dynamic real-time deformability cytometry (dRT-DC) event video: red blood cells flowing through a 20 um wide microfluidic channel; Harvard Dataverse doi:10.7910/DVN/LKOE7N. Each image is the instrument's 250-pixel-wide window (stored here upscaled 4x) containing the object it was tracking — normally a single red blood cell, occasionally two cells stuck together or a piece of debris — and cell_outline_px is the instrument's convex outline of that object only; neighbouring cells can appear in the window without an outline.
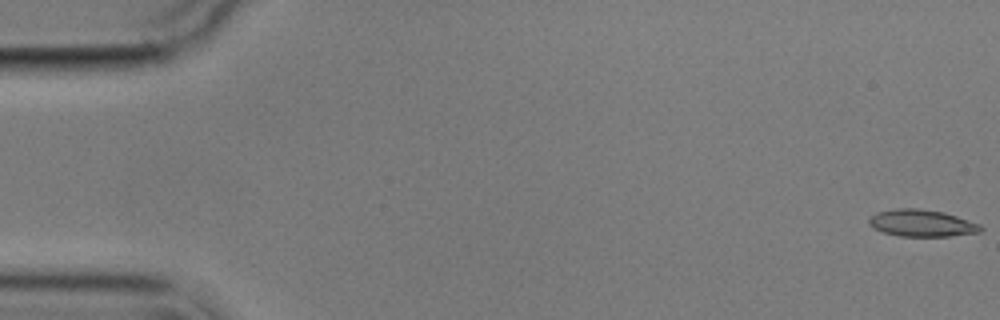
{"species": "common noctule bat (a hibernating species)", "species_latin": "Nyctalus noctula", "temperature_condition": "cold", "stored_images_in_passage": 4, "camera_frame_rate_fps": 3000, "um_per_image_px": 0.085, "animal": {"sex": "male", "body_mass_g": 17.9}, "frame": {"image": 1, "passage_image": 1, "time_ms": 0.0, "image_size_px": [1000, 320], "cell_outline_px": [[984, 228], [980, 232], [948, 236], [900, 236], [884, 232], [872, 228], [868, 224], [868, 220], [876, 212], [896, 208], [920, 208], [944, 212], [980, 224]], "centroid_in_image_um": [78.33, 18.96], "position_along_channel_um": 6.7, "area_um2": 17.57}}